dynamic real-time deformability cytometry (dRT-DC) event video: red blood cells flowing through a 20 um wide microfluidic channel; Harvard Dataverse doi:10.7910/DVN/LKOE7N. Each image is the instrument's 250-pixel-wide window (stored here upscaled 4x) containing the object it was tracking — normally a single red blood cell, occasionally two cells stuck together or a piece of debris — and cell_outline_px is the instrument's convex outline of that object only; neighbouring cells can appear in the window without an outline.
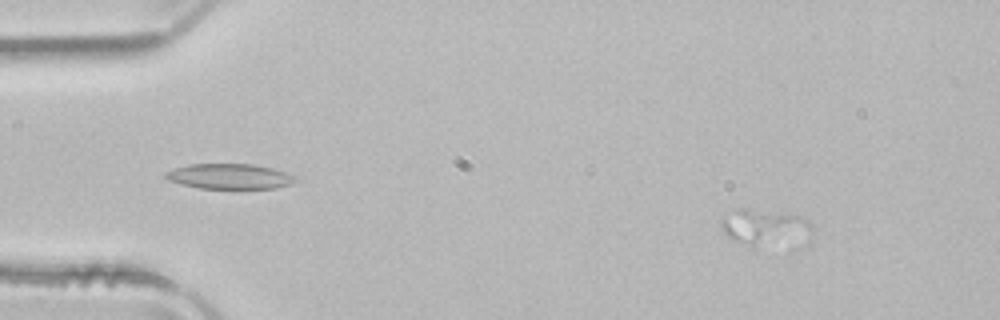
{"species": "common noctule bat (a hibernating species)", "species_latin": "Nyctalus noctula", "temperature_condition": "room temperature", "stored_images_in_passage": 10, "camera_frame_rate_fps": 3000, "um_per_image_px": 0.085, "animal": {"sex": "male", "body_mass_g": 21.5, "forearm_length_mm": 52.0}, "frame": {"image": 1, "passage_image": 6, "time_ms": 1.667, "image_size_px": [1000, 320], "cell_outline_px": [[812, 232], [808, 244], [752, 248], [728, 236], [724, 232], [720, 224], [720, 220], [724, 216], [736, 208], [748, 208], [800, 216], [808, 220], [812, 224]], "centroid_in_image_um": [65.12, 19.39], "position_along_channel_um": 19.9, "area_um2": 20.35}}